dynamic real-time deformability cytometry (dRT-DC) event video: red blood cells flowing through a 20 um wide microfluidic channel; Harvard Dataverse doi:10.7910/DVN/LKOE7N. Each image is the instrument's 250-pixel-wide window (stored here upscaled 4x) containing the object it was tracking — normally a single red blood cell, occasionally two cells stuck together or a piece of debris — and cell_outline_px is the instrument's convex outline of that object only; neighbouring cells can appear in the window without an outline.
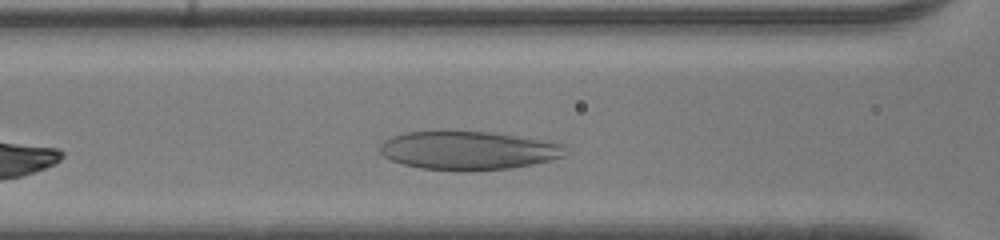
{"species": "human", "species_latin": "Homo sapiens", "temperature_condition": "room temperature", "stored_images_in_passage": 26, "camera_frame_rate_fps": 3000, "um_per_image_px": 0.085, "donor": {"sex": "male"}, "frame": {"image": 1, "passage_image": 6, "time_ms": 1.667, "image_size_px": [1000, 240], "cell_outline_px": [[568, 144], [564, 156], [552, 160], [512, 168], [468, 172], [460, 172], [420, 168], [404, 164], [392, 160], [384, 156], [380, 152], [380, 144], [384, 140], [392, 136], [408, 132], [492, 132], [544, 140]], "centroid_in_image_um": [39.85, 12.81], "position_along_channel_um": 126.7, "area_um2": 41.96}}
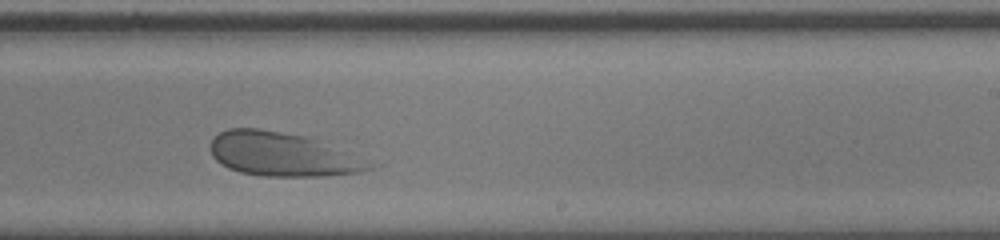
{"frame": {"image": 2, "passage_image": 16, "time_ms": 5.0, "image_size_px": [1000, 240], "cell_outline_px": [[380, 164], [376, 168], [360, 172], [328, 176], [264, 176], [240, 172], [228, 168], [220, 164], [212, 156], [212, 140], [220, 132], [228, 128], [260, 128], [304, 136]], "centroid_in_image_um": [24.04, 13.14], "position_along_channel_um": 265.0, "area_um2": 40.52}}
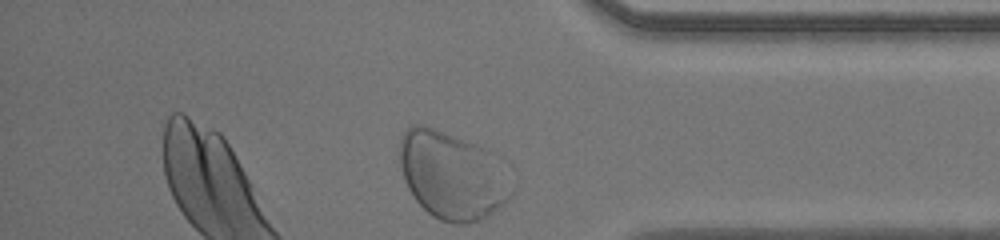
{"frame": {"image": 3, "passage_image": 26, "time_ms": 8.333, "image_size_px": [1000, 240], "cell_outline_px": [[516, 188], [508, 200], [504, 204], [480, 220], [468, 224], [452, 224], [440, 220], [432, 216], [416, 200], [408, 188], [404, 180], [400, 164], [400, 136], [408, 124], [424, 124], [436, 128], [476, 144], [484, 148]], "centroid_in_image_um": [38.38, 14.91], "position_along_channel_um": 396.8, "area_um2": 56.99}}